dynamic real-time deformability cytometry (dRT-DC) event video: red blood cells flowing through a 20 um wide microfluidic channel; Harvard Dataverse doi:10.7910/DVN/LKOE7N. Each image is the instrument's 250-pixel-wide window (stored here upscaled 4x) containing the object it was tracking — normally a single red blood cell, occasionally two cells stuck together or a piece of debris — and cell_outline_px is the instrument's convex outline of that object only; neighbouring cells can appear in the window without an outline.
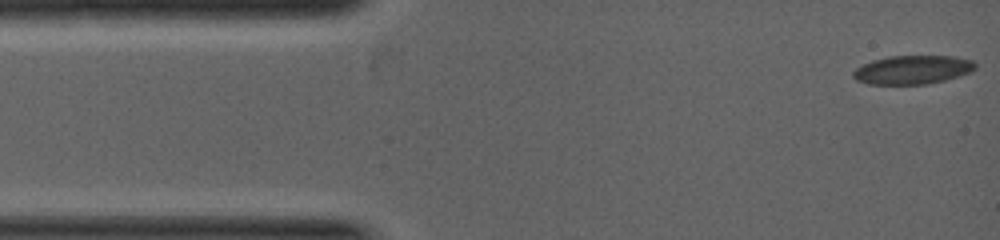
{"species": "common noctule bat (a hibernating species)", "species_latin": "Nyctalus noctula", "temperature_condition": "warm", "stored_images_in_passage": 40, "camera_frame_rate_fps": 5000, "um_per_image_px": 0.085, "animal": {"sex": "female", "body_mass_g": 19.0, "forearm_length_mm": 53.3}, "frame": {"image": 1, "passage_image": 1, "time_ms": 0.0, "image_size_px": [1000, 240], "cell_outline_px": [[976, 68], [972, 72], [944, 80], [924, 84], [868, 84], [856, 80], [852, 76], [852, 72], [856, 68], [872, 60], [888, 56], [952, 56], [972, 60], [976, 64]], "centroid_in_image_um": [77.56, 5.93], "position_along_channel_um": 7.4, "area_um2": 20.4}}
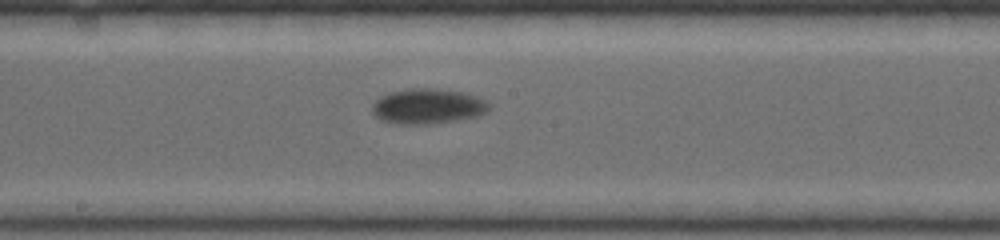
{"frame": {"image": 2, "passage_image": 18, "time_ms": 3.8, "image_size_px": [1000, 240], "cell_outline_px": [[492, 104], [488, 112], [480, 116], [456, 120], [424, 124], [400, 124], [380, 120], [372, 112], [372, 104], [380, 96], [392, 92], [408, 88], [432, 88], [464, 92], [488, 100]], "centroid_in_image_um": [36.41, 9.03], "position_along_channel_um": 211.8, "area_um2": 24.22}}
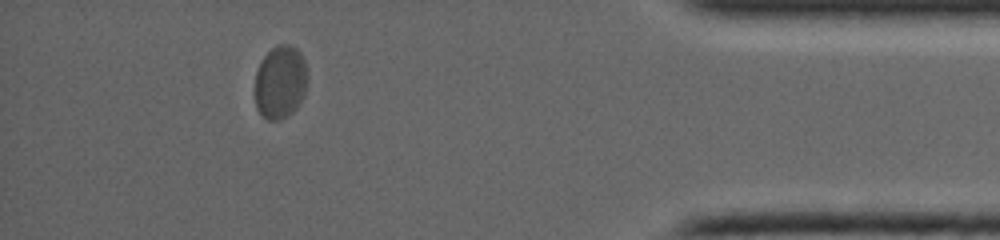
{"frame": {"image": 3, "passage_image": 34, "time_ms": 7.0, "image_size_px": [1000, 240], "cell_outline_px": [[308, 84], [304, 96], [296, 108], [288, 116], [280, 120], [268, 120], [256, 108], [256, 72], [264, 56], [272, 48], [280, 44], [288, 44], [296, 48], [300, 52], [304, 60], [308, 72]], "centroid_in_image_um": [23.87, 6.98], "position_along_channel_um": 411.3, "area_um2": 22.54}}